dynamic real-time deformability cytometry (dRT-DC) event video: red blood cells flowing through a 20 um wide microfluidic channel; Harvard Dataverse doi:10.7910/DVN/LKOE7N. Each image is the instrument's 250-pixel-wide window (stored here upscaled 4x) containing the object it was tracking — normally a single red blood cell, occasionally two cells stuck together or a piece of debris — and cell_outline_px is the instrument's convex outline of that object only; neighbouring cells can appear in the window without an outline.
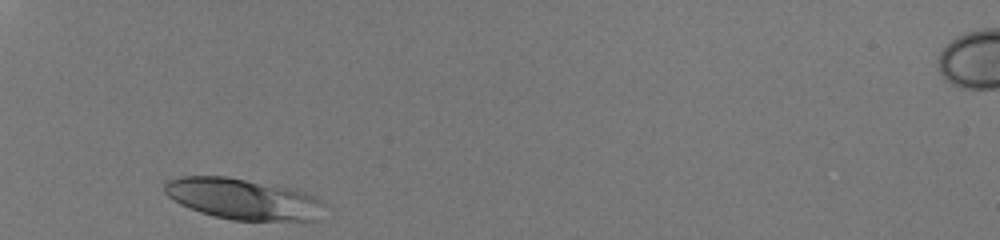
{"species": "human", "species_latin": "Homo sapiens", "temperature_condition": "room temperature", "stored_images_in_passage": 27, "camera_frame_rate_fps": 3000, "um_per_image_px": 0.085, "donor": {"sex": "male"}, "frame": {"image": 1, "passage_image": 1, "time_ms": 0.0, "image_size_px": [1000, 240], "cell_outline_px": [[324, 204], [320, 220], [232, 220], [212, 216], [188, 208], [180, 204], [168, 196], [164, 192], [164, 184], [168, 180], [184, 176], [228, 176], [296, 188], [308, 192], [316, 196]], "centroid_in_image_um": [20.69, 16.9], "position_along_channel_um": 64.3, "area_um2": 38.67}}
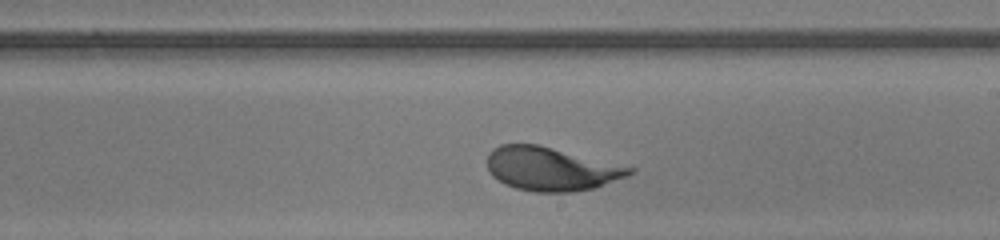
{"frame": {"image": 2, "passage_image": 16, "time_ms": 5.0, "image_size_px": [1000, 240], "cell_outline_px": [[636, 172], [596, 188], [572, 192], [532, 192], [516, 188], [504, 184], [492, 176], [488, 168], [488, 152], [492, 148], [500, 144], [536, 144], [636, 168]], "centroid_in_image_um": [46.83, 14.36], "position_along_channel_um": 242.2, "area_um2": 36.18}}
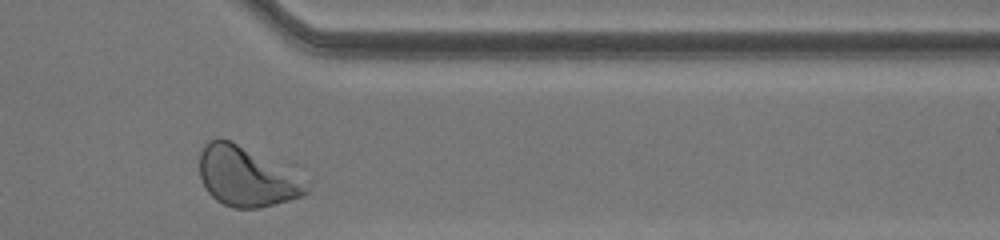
{"frame": {"image": 3, "passage_image": 27, "time_ms": 8.667, "image_size_px": [1000, 240], "cell_outline_px": [[312, 180], [308, 192], [304, 196], [260, 208], [232, 208], [216, 200], [208, 192], [200, 176], [200, 152], [204, 144], [220, 136]], "centroid_in_image_um": [21.01, 15.03], "position_along_channel_um": 390.4, "area_um2": 37.34}, "authors_computed_cell_mechanics": {"area_um2": 36.0672, "velocity_mm_per_s": 4.0468, "shape_relaxation_time_tau1_ms": 2.1077, "shape_relaxation_time_tau2_ms": null, "deformation_change_tau1": 0.1529, "deformation_change_tau2": null}}